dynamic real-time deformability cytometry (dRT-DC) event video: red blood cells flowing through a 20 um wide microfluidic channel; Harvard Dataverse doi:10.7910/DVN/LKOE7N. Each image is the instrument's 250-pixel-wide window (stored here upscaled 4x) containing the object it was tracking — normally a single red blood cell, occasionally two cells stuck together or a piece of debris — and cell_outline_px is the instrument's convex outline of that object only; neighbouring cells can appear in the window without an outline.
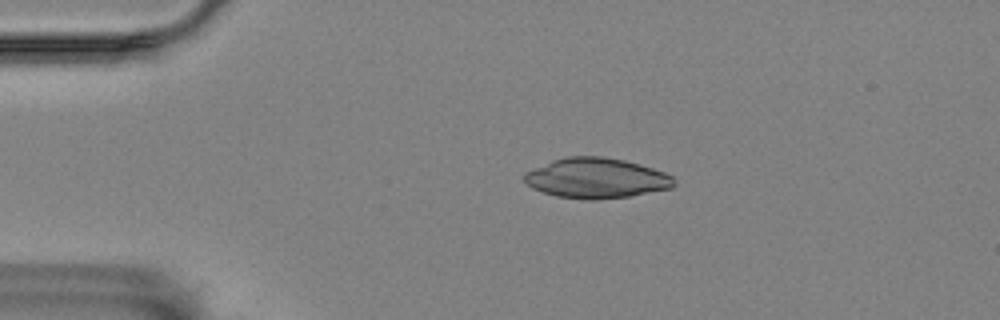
{"species": "Egyptian fruit bat (a non-hibernating species)", "species_latin": "Rousettus aegyptiacus", "temperature_condition": "room temperature", "stored_images_in_passage": 2, "camera_frame_rate_fps": 3000, "um_per_image_px": 0.085, "animal": {"sex": "female"}, "frame": {"image": 1, "passage_image": 1, "time_ms": 0.0, "image_size_px": [1000, 320], "cell_outline_px": [[676, 184], [672, 188], [628, 196], [596, 200], [584, 200], [556, 196], [532, 188], [524, 180], [524, 172], [552, 160], [568, 156], [604, 156], [624, 160], [640, 164], [664, 172], [672, 176]], "centroid_in_image_um": [50.68, 15.14], "position_along_channel_um": 34.3, "area_um2": 35.14}}